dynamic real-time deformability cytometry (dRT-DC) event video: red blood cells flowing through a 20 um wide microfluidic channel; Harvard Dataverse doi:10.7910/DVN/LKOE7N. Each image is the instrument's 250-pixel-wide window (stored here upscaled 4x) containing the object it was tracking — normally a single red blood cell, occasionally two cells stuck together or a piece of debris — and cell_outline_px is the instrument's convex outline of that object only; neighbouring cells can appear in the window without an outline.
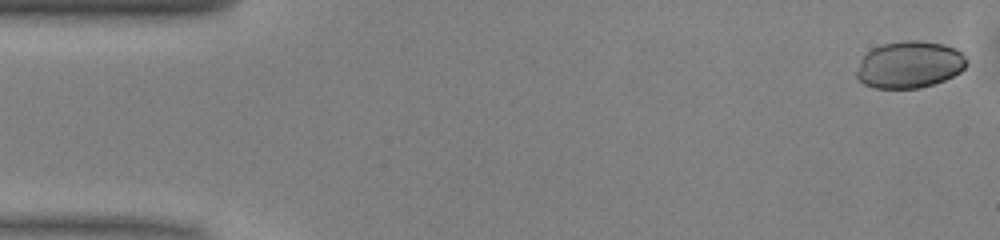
{"species": "common noctule bat (a hibernating species)", "species_latin": "Nyctalus noctula", "temperature_condition": "warm", "stored_images_in_passage": 39, "camera_frame_rate_fps": 3000, "um_per_image_px": 0.085, "animal": {"sex": "male", "body_mass_g": 13.0, "forearm_length_mm": 53.1}, "frame": {"image": 1, "passage_image": 1, "time_ms": 0.0, "image_size_px": [1000, 240], "cell_outline_px": [[968, 64], [960, 72], [944, 80], [920, 88], [872, 88], [864, 84], [856, 76], [856, 72], [860, 60], [872, 48], [884, 44], [904, 40], [920, 40], [944, 44], [956, 48], [968, 60]], "centroid_in_image_um": [77.32, 5.49], "position_along_channel_um": 7.7, "area_um2": 30.17}}
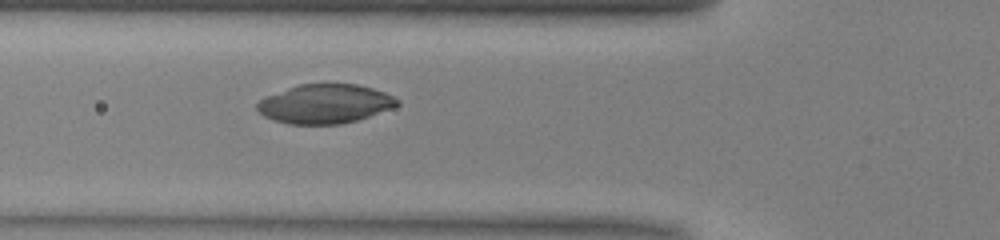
{"frame": {"image": 2, "passage_image": 17, "time_ms": 5.333, "image_size_px": [1000, 240], "cell_outline_px": [[400, 104], [392, 108], [356, 120], [340, 124], [288, 124], [264, 116], [256, 108], [256, 104], [264, 96], [300, 84], [356, 84], [372, 88], [384, 92], [400, 100]], "centroid_in_image_um": [27.61, 8.82], "position_along_channel_um": 98.2, "area_um2": 31.73}}
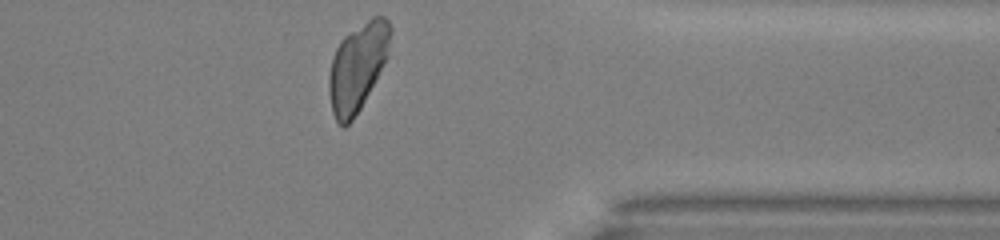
{"frame": {"image": 3, "passage_image": 39, "time_ms": 12.667, "image_size_px": [1000, 240], "cell_outline_px": [[392, 32], [388, 56], [360, 108], [352, 120], [344, 128], [336, 120], [332, 112], [328, 92], [328, 76], [332, 56], [340, 40], [344, 36], [372, 16], [384, 16], [388, 20], [392, 28]], "centroid_in_image_um": [30.38, 5.66], "position_along_channel_um": 381.0, "area_um2": 31.44}}